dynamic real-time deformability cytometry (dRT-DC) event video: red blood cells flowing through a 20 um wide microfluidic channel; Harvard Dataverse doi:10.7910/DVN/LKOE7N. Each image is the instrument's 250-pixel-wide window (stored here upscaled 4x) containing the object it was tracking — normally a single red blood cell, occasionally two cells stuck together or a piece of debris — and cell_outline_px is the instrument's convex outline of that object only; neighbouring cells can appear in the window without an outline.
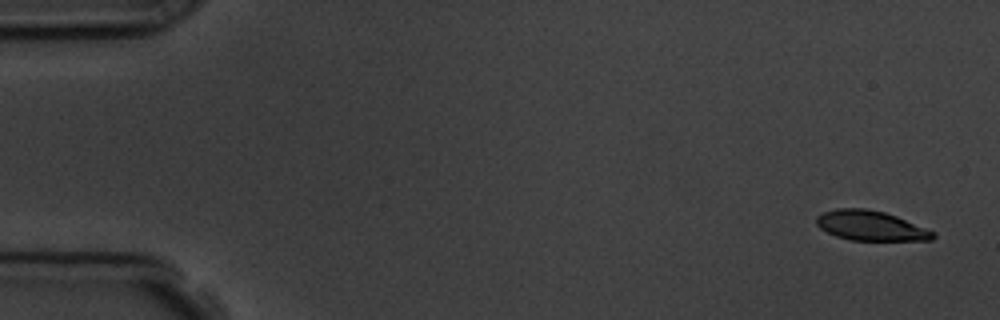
{"species": "common noctule bat (a hibernating species)", "species_latin": "Nyctalus noctula", "temperature_condition": "room temperature", "stored_images_in_passage": 5, "camera_frame_rate_fps": 3000, "um_per_image_px": 0.085, "animal": {"sex": "male", "body_mass_g": 19.5, "forearm_length_mm": 54.6}, "frame": {"image": 1, "passage_image": 1, "time_ms": 0.0, "image_size_px": [1000, 320], "cell_outline_px": [[936, 236], [932, 240], [852, 240], [836, 236], [820, 228], [816, 224], [816, 216], [824, 212], [836, 208], [864, 208], [884, 212], [896, 216], [936, 232]], "centroid_in_image_um": [74.01, 19.18], "position_along_channel_um": 11.0, "area_um2": 20.17}}
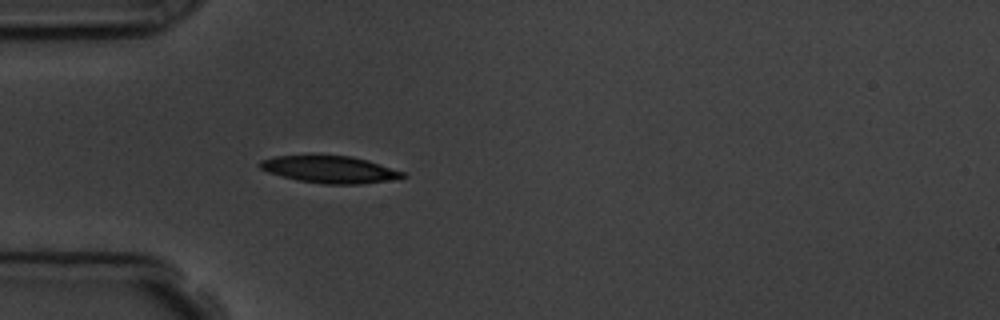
{"frame": {"image": 2, "passage_image": 5, "time_ms": 4.667, "image_size_px": [1000, 320], "cell_outline_px": [[408, 176], [388, 180], [360, 184], [324, 184], [300, 180], [268, 172], [260, 168], [256, 164], [260, 160], [276, 156], [312, 152], [352, 156], [368, 160], [404, 172]], "centroid_in_image_um": [27.97, 14.34], "position_along_channel_um": 57.0, "area_um2": 23.29}}